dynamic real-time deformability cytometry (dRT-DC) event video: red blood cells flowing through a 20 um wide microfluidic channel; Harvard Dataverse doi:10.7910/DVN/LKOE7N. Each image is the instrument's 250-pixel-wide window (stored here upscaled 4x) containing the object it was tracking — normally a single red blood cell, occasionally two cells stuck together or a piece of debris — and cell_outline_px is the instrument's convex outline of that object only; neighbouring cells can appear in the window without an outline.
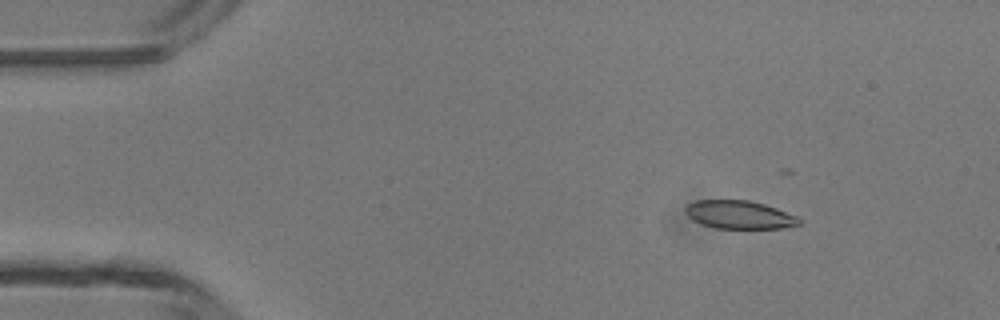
{"species": "common noctule bat (a hibernating species)", "species_latin": "Nyctalus noctula", "temperature_condition": "room temperature", "stored_images_in_passage": 21, "camera_frame_rate_fps": 3000, "um_per_image_px": 0.085, "animal": {"sex": "male", "body_mass_g": 13.3}, "frame": {"image": 1, "passage_image": 7, "time_ms": 2.0, "image_size_px": [1000, 320], "cell_outline_px": [[800, 224], [780, 228], [716, 228], [700, 224], [692, 220], [684, 212], [684, 208], [688, 204], [696, 200], [748, 200], [764, 204], [776, 208], [796, 216], [800, 220]], "centroid_in_image_um": [62.78, 18.25], "position_along_channel_um": 22.2, "area_um2": 18.61}}
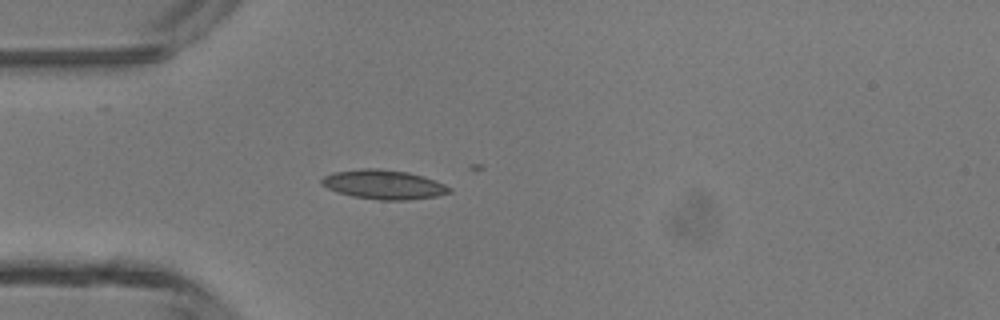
{"frame": {"image": 2, "passage_image": 14, "time_ms": 4.333, "image_size_px": [1000, 320], "cell_outline_px": [[452, 192], [436, 196], [408, 200], [380, 200], [352, 196], [336, 192], [320, 184], [320, 180], [324, 176], [332, 172], [360, 168], [380, 168], [408, 172], [424, 176], [444, 184], [452, 188]], "centroid_in_image_um": [32.6, 15.68], "position_along_channel_um": 52.4, "area_um2": 22.02}}
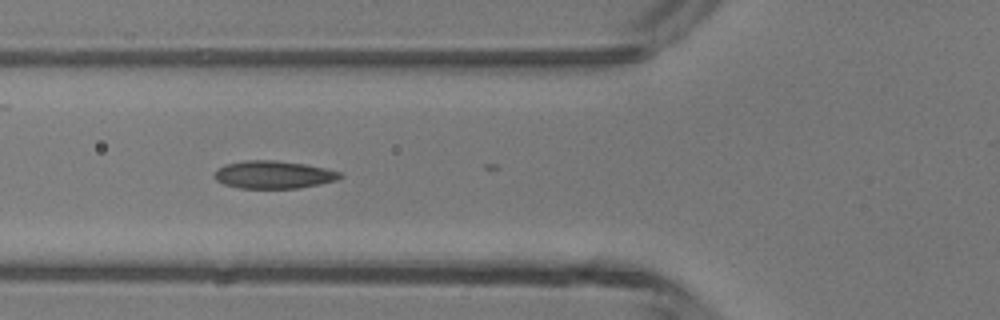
{"frame": {"image": 3, "passage_image": 18, "time_ms": 5.667, "image_size_px": [1000, 320], "cell_outline_px": [[344, 176], [336, 180], [320, 184], [296, 188], [240, 188], [224, 184], [216, 180], [212, 176], [224, 164], [244, 160], [272, 160], [304, 164], [324, 168], [340, 172]], "centroid_in_image_um": [23.23, 14.84], "position_along_channel_um": 102.6, "area_um2": 20.17}}